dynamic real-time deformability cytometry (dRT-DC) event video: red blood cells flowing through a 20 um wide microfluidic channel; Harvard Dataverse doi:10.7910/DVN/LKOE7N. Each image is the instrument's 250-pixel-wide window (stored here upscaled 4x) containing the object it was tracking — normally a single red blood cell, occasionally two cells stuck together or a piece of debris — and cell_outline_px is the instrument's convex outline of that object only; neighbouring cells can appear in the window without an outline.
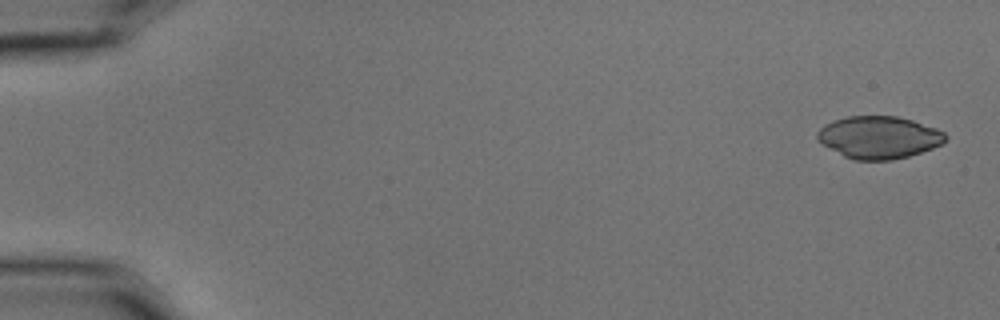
{"species": "common noctule bat (a hibernating species)", "species_latin": "Nyctalus noctula", "temperature_condition": "cold", "stored_images_in_passage": 6, "camera_frame_rate_fps": 3000, "um_per_image_px": 0.085, "animal": {"sex": "male", "body_mass_g": 15.6}, "frame": {"image": 1, "passage_image": 1, "time_ms": 0.0, "image_size_px": [1000, 320], "cell_outline_px": [[948, 140], [932, 148], [908, 156], [892, 160], [856, 160], [844, 156], [816, 140], [816, 132], [824, 124], [832, 120], [848, 116], [896, 116], [912, 120], [936, 128], [944, 132], [948, 136]], "centroid_in_image_um": [74.69, 11.66], "position_along_channel_um": 10.3, "area_um2": 31.67}}